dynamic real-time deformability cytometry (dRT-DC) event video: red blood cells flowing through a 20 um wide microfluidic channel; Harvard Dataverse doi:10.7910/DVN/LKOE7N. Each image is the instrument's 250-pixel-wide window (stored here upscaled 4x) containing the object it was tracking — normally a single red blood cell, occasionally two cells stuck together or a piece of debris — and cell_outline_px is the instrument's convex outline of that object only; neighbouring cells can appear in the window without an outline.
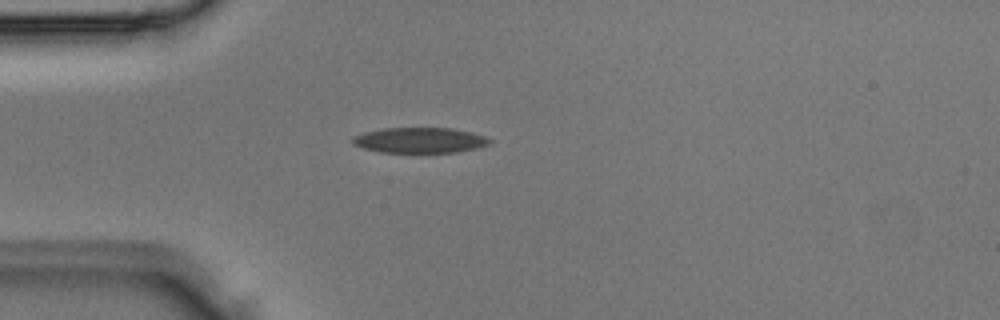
{"species": "Egyptian fruit bat (a non-hibernating species)", "species_latin": "Rousettus aegyptiacus", "temperature_condition": "room temperature", "stored_images_in_passage": 1, "camera_frame_rate_fps": 3000, "um_per_image_px": 0.085, "animal": {"sex": "male"}, "frame": {"image": 1, "passage_image": 1, "time_ms": 0.0, "image_size_px": [1000, 320], "cell_outline_px": [[492, 140], [488, 144], [476, 148], [456, 152], [380, 152], [364, 148], [352, 144], [352, 136], [364, 132], [380, 128], [452, 128], [472, 132], [484, 136]], "centroid_in_image_um": [35.65, 11.91], "position_along_channel_um": 49.4, "area_um2": 20.29}}